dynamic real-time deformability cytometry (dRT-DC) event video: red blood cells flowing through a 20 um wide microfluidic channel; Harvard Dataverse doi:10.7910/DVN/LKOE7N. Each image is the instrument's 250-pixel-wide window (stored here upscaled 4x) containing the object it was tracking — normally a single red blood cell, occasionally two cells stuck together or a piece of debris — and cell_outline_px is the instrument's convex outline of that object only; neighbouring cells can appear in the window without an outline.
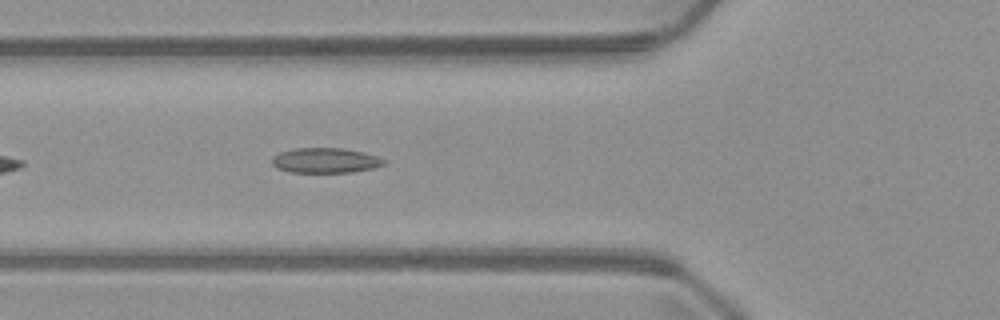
{"species": "common noctule bat (a hibernating species)", "species_latin": "Nyctalus noctula", "temperature_condition": "warm", "stored_images_in_passage": 32, "camera_frame_rate_fps": 3000, "um_per_image_px": 0.085, "animal": {"sex": "male", "body_mass_g": 23.1, "forearm_length_mm": 52.7}, "frame": {"image": 1, "passage_image": 6, "time_ms": 1.667, "image_size_px": [1000, 320], "cell_outline_px": [[388, 160], [384, 164], [372, 168], [352, 172], [292, 172], [276, 168], [272, 164], [272, 156], [280, 152], [292, 148], [344, 148], [364, 152]], "centroid_in_image_um": [27.64, 13.63], "position_along_channel_um": 98.2, "area_um2": 16.42}}
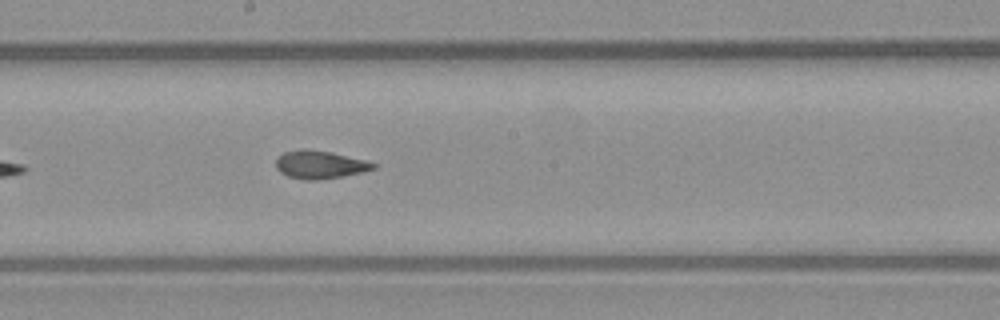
{"frame": {"image": 2, "passage_image": 15, "time_ms": 4.667, "image_size_px": [1000, 320], "cell_outline_px": [[376, 168], [364, 172], [316, 180], [308, 180], [288, 176], [280, 172], [276, 168], [276, 160], [284, 152], [300, 148], [308, 148], [332, 152], [368, 160], [376, 164]], "centroid_in_image_um": [27.21, 13.97], "position_along_channel_um": 221.0, "area_um2": 16.01}}
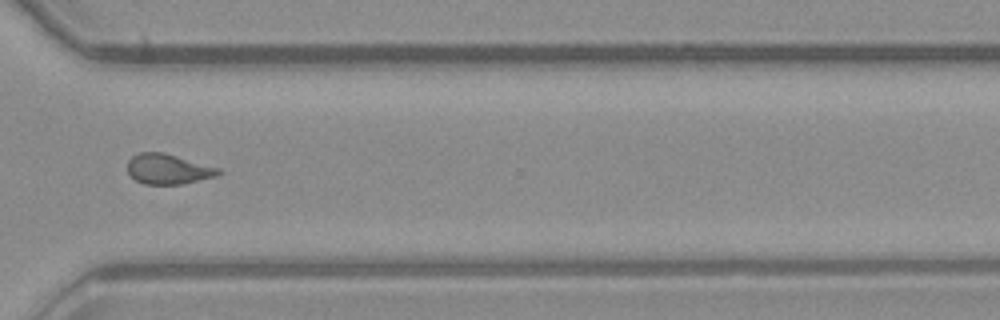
{"frame": {"image": 3, "passage_image": 25, "time_ms": 8.0, "image_size_px": [1000, 320], "cell_outline_px": [[220, 172], [216, 176], [180, 184], [144, 184], [136, 180], [128, 172], [128, 160], [132, 156], [140, 152], [164, 152], [220, 168]], "centroid_in_image_um": [14.27, 14.36], "position_along_channel_um": 356.3, "area_um2": 15.84}}